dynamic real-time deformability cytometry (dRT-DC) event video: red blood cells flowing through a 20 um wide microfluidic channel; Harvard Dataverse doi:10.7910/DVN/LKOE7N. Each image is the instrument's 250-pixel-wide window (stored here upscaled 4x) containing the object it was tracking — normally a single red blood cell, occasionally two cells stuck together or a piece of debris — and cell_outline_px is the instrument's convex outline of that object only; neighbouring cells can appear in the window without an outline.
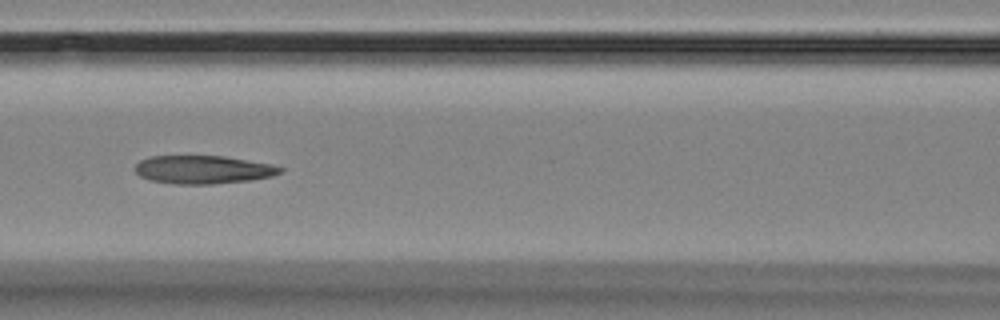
{"species": "Egyptian fruit bat (a non-hibernating species)", "species_latin": "Rousettus aegyptiacus", "temperature_condition": "room temperature", "stored_images_in_passage": 14, "camera_frame_rate_fps": 3000, "um_per_image_px": 0.085, "animal": {"sex": "female"}, "frame": {"image": 1, "passage_image": 7, "time_ms": 6.667, "image_size_px": [1000, 320], "cell_outline_px": [[284, 168], [280, 172], [272, 176], [252, 180], [212, 184], [172, 184], [148, 180], [140, 176], [136, 172], [136, 164], [140, 160], [152, 156], [224, 156], [272, 164]], "centroid_in_image_um": [17.26, 14.42], "position_along_channel_um": 149.3, "area_um2": 23.93}}
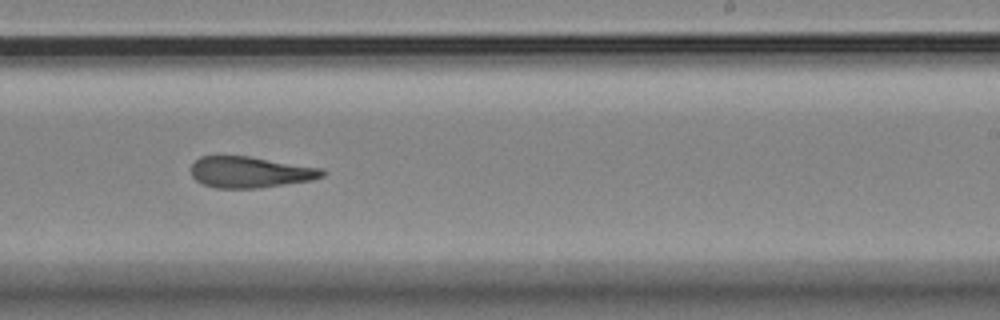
{"frame": {"image": 2, "passage_image": 10, "time_ms": 10.0, "image_size_px": [1000, 320], "cell_outline_px": [[324, 176], [312, 180], [260, 188], [216, 188], [204, 184], [196, 180], [192, 176], [192, 164], [200, 156], [248, 156], [324, 168]], "centroid_in_image_um": [21.29, 14.63], "position_along_channel_um": 267.7, "area_um2": 23.81}}
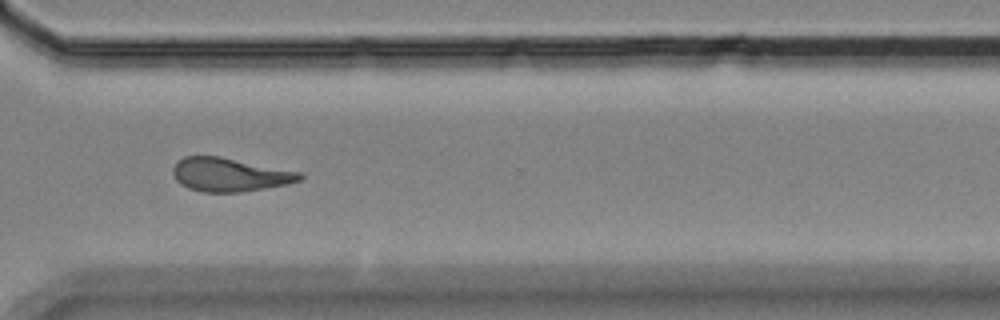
{"frame": {"image": 3, "passage_image": 12, "time_ms": 12.333, "image_size_px": [1000, 320], "cell_outline_px": [[304, 176], [300, 180], [288, 184], [240, 192], [200, 192], [188, 188], [180, 184], [176, 180], [172, 172], [172, 168], [184, 156], [220, 156], [300, 172]], "centroid_in_image_um": [19.5, 14.85], "position_along_channel_um": 351.1, "area_um2": 24.74}}